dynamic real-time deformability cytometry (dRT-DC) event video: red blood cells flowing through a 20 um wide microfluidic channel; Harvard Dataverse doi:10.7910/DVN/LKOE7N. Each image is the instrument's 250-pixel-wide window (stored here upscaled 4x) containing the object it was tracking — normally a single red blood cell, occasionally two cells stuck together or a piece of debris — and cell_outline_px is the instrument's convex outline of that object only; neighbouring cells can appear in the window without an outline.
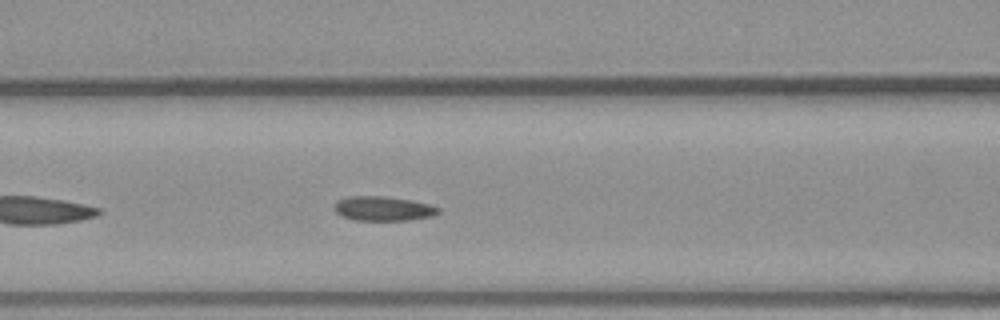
{"species": "common noctule bat (a hibernating species)", "species_latin": "Nyctalus noctula", "temperature_condition": "warm", "stored_images_in_passage": 30, "camera_frame_rate_fps": 3000, "um_per_image_px": 0.085, "animal": {"sex": "male", "body_mass_g": 23.1, "forearm_length_mm": 52.7}, "frame": {"image": 1, "passage_image": 8, "time_ms": 2.333, "image_size_px": [1000, 320], "cell_outline_px": [[440, 212], [432, 216], [408, 220], [356, 220], [344, 216], [336, 212], [336, 200], [348, 196], [384, 196], [412, 200], [428, 204], [440, 208]], "centroid_in_image_um": [32.6, 17.72], "position_along_channel_um": 134.0, "area_um2": 14.68}}
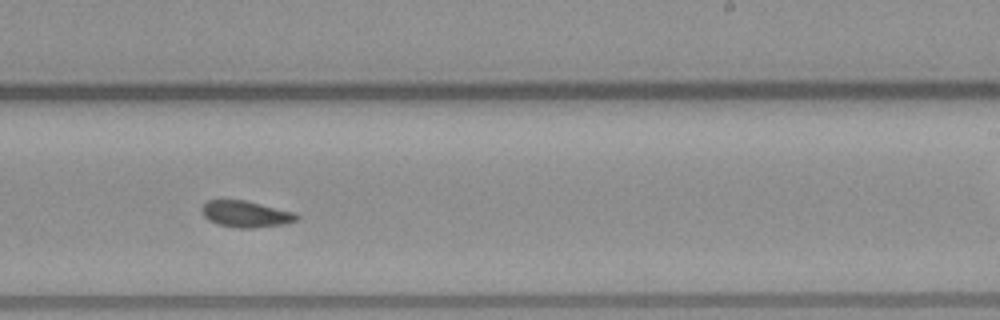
{"frame": {"image": 2, "passage_image": 17, "time_ms": 5.333, "image_size_px": [1000, 320], "cell_outline_px": [[300, 216], [296, 220], [284, 224], [252, 228], [240, 228], [216, 224], [208, 220], [204, 216], [200, 208], [208, 200], [248, 200], [296, 212]], "centroid_in_image_um": [20.91, 18.18], "position_along_channel_um": 268.1, "area_um2": 14.8}}
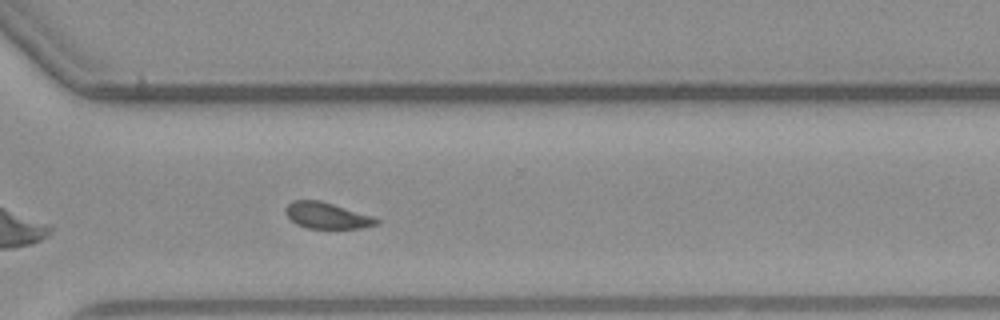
{"frame": {"image": 3, "passage_image": 22, "time_ms": 7.0, "image_size_px": [1000, 320], "cell_outline_px": [[380, 224], [364, 228], [308, 228], [296, 224], [284, 212], [284, 208], [292, 200], [320, 200], [376, 216], [380, 220]], "centroid_in_image_um": [27.85, 18.32], "position_along_channel_um": 342.8, "area_um2": 14.16}}